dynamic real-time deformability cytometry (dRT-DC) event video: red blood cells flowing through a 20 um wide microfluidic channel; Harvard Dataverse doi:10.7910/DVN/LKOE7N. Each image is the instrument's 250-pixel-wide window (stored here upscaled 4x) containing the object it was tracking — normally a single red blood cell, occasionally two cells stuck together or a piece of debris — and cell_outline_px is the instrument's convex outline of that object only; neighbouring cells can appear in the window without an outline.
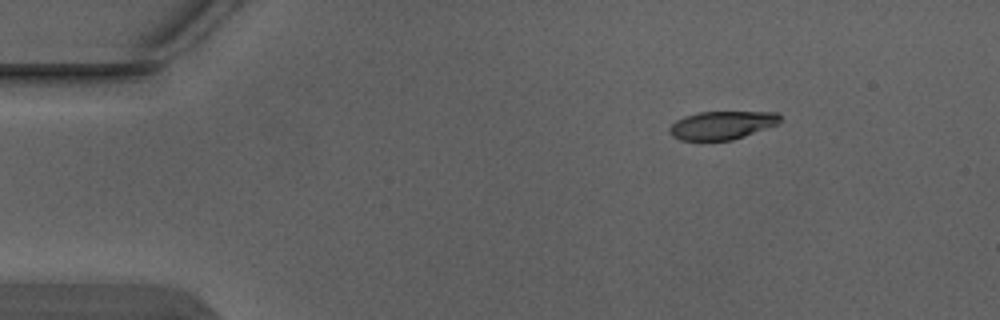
{"species": "Egyptian fruit bat (a non-hibernating species)", "species_latin": "Rousettus aegyptiacus", "temperature_condition": "warm", "stored_images_in_passage": 4, "camera_frame_rate_fps": 3000, "um_per_image_px": 0.085, "animal": {"sex": "male"}, "frame": {"image": 1, "passage_image": 1, "time_ms": 0.0, "image_size_px": [1000, 320], "cell_outline_px": [[780, 120], [776, 124], [744, 136], [732, 140], [680, 140], [672, 136], [668, 132], [668, 128], [676, 120], [684, 116], [700, 112], [776, 112], [780, 116]], "centroid_in_image_um": [61.31, 10.64], "position_along_channel_um": 23.7, "area_um2": 18.03}}